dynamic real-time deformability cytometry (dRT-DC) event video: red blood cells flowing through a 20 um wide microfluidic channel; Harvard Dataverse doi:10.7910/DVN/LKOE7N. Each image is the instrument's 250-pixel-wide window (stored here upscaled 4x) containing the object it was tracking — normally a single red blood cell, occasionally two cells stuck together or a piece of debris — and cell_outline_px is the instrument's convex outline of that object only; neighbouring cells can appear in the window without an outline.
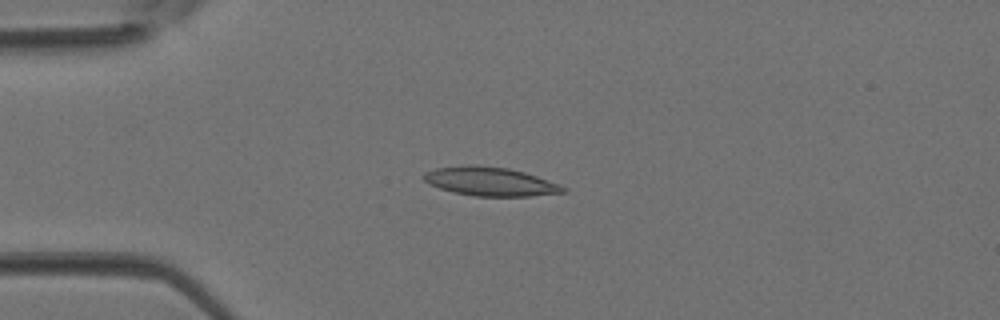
{"species": "Egyptian fruit bat (a non-hibernating species)", "species_latin": "Rousettus aegyptiacus", "temperature_condition": "room temperature", "stored_images_in_passage": 2, "camera_frame_rate_fps": 3000, "um_per_image_px": 0.085, "animal": {"sex": "female"}, "frame": {"image": 1, "passage_image": 2, "time_ms": 0.333, "image_size_px": [1000, 320], "cell_outline_px": [[568, 192], [532, 196], [472, 196], [452, 192], [428, 184], [420, 176], [424, 172], [436, 168], [468, 164], [476, 164], [508, 168], [524, 172], [560, 184], [568, 188]], "centroid_in_image_um": [41.65, 15.42], "position_along_channel_um": 43.3, "area_um2": 23.76}}